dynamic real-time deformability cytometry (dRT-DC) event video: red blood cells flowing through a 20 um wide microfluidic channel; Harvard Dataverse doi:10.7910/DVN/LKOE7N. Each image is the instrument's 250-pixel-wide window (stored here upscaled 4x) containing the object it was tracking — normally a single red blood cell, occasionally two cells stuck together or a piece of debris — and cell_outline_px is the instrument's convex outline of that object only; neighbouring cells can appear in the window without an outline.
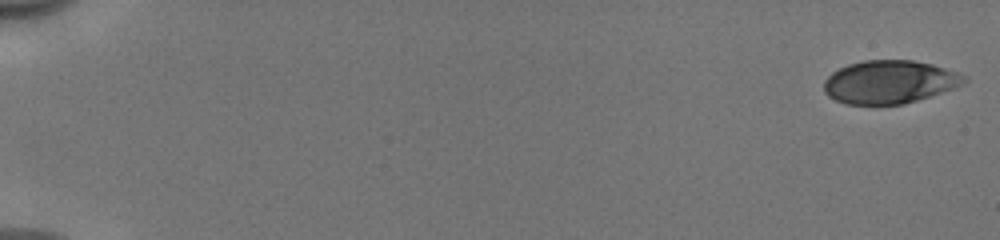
{"species": "human", "species_latin": "Homo sapiens", "temperature_condition": "cold", "stored_images_in_passage": 53, "camera_frame_rate_fps": 3000, "um_per_image_px": 0.085, "donor": {"sex": "male"}, "frame": {"image": 1, "passage_image": 1, "time_ms": 0.0, "image_size_px": [1000, 240], "cell_outline_px": [[968, 80], [952, 88], [904, 104], [848, 104], [836, 100], [828, 96], [824, 92], [824, 80], [832, 72], [848, 64], [864, 60], [912, 60], [932, 64], [956, 72], [964, 76]], "centroid_in_image_um": [75.55, 6.96], "position_along_channel_um": 9.4, "area_um2": 34.8}}
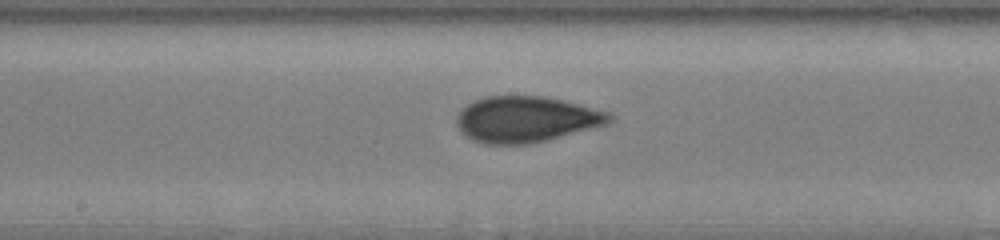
{"frame": {"image": 2, "passage_image": 30, "time_ms": 9.667, "image_size_px": [1000, 240], "cell_outline_px": [[616, 116], [608, 124], [548, 140], [532, 144], [484, 144], [472, 140], [464, 136], [460, 132], [456, 124], [456, 116], [468, 104], [476, 100], [488, 96], [540, 96], [560, 100], [608, 112]], "centroid_in_image_um": [44.7, 10.16], "position_along_channel_um": 203.5, "area_um2": 40.86}}
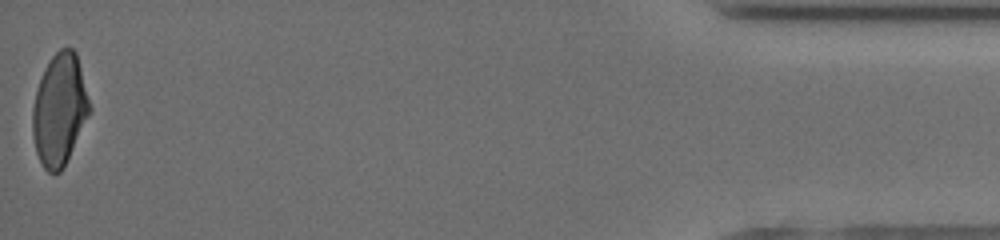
{"frame": {"image": 3, "passage_image": 53, "time_ms": 17.333, "image_size_px": [1000, 240], "cell_outline_px": [[92, 108], [60, 172], [48, 172], [44, 168], [36, 152], [32, 136], [32, 108], [36, 92], [44, 68], [52, 56], [60, 48], [72, 48], [76, 52]], "centroid_in_image_um": [5.05, 9.29], "position_along_channel_um": 430.2, "area_um2": 36.65}, "authors_computed_cell_mechanics": {"area_um2": 39.015, "velocity_mm_per_s": 3.9861, "shape_relaxation_time_tau1_ms": 4.1641, "shape_relaxation_time_tau2_ms": 1.217, "deformation_change_tau1": 0.1513, "deformation_change_tau2": 0.0681}}